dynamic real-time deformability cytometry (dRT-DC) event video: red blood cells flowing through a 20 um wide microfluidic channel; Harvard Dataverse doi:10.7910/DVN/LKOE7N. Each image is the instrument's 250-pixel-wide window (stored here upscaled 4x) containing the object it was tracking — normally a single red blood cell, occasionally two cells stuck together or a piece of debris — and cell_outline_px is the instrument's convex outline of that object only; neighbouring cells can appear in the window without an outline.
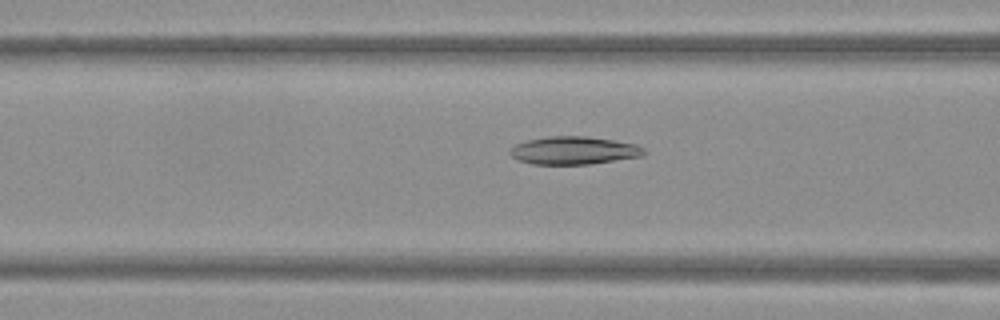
{"species": "Egyptian fruit bat (a non-hibernating species)", "species_latin": "Rousettus aegyptiacus", "temperature_condition": "warm", "stored_images_in_passage": 39, "camera_frame_rate_fps": 3000, "um_per_image_px": 0.085, "frame": {"image": 1, "passage_image": 9, "time_ms": 2.667, "image_size_px": [1000, 320], "cell_outline_px": [[648, 152], [644, 156], [588, 164], [532, 164], [516, 160], [508, 152], [516, 144], [528, 140], [548, 136], [584, 136], [612, 140], [636, 144], [644, 148]], "centroid_in_image_um": [48.79, 12.79], "position_along_channel_um": 117.8, "area_um2": 21.79}}
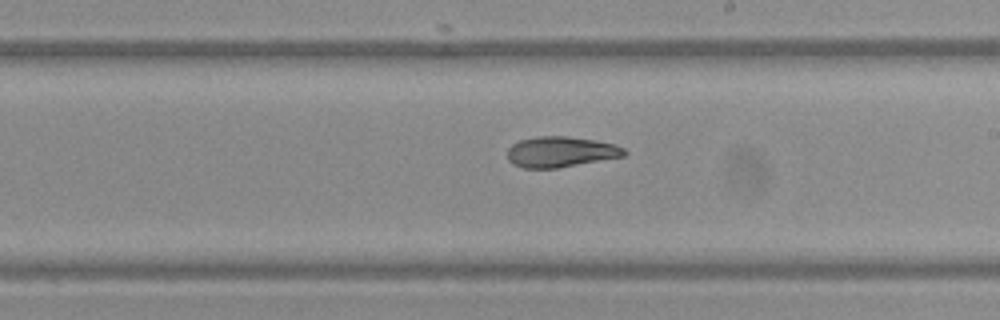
{"frame": {"image": 2, "passage_image": 18, "time_ms": 5.667, "image_size_px": [1000, 320], "cell_outline_px": [[628, 152], [624, 156], [556, 168], [524, 168], [512, 164], [508, 160], [508, 148], [512, 144], [520, 140], [536, 136], [568, 136], [596, 140], [616, 144], [624, 148]], "centroid_in_image_um": [47.66, 12.9], "position_along_channel_um": 241.3, "area_um2": 20.92}}
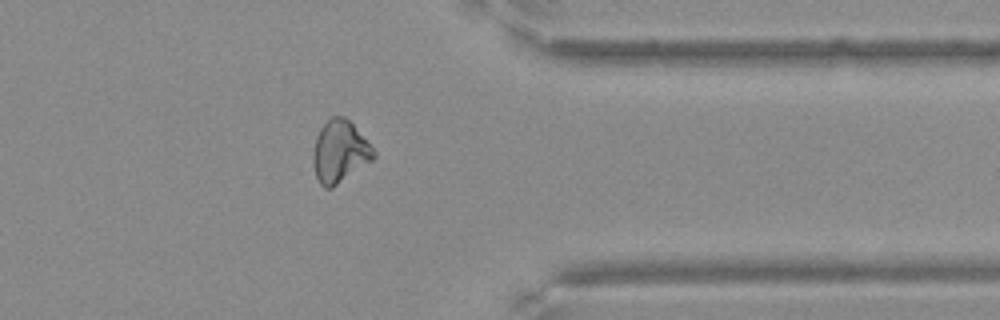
{"frame": {"image": 3, "passage_image": 29, "time_ms": 9.333, "image_size_px": [1000, 320], "cell_outline_px": [[376, 156], [372, 160], [332, 188], [324, 188], [320, 184], [316, 176], [312, 160], [312, 152], [316, 136], [320, 128], [332, 116], [344, 116], [352, 124], [376, 152]], "centroid_in_image_um": [28.84, 12.9], "position_along_channel_um": 382.6, "area_um2": 21.68}}